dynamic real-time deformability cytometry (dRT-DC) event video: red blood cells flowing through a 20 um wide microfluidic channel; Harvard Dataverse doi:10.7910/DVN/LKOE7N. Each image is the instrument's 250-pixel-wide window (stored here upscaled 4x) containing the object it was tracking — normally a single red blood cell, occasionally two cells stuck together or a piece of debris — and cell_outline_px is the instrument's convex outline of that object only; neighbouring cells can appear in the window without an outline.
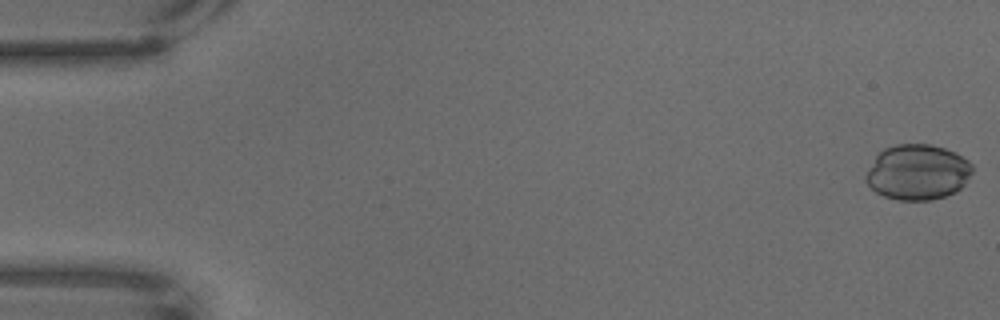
{"species": "common noctule bat (a hibernating species)", "species_latin": "Nyctalus noctula", "temperature_condition": "warm", "stored_images_in_passage": 67, "camera_frame_rate_fps": 3000, "um_per_image_px": 0.085, "animal": {"sex": "male", "body_mass_g": 18.8}, "frame": {"image": 1, "passage_image": 1, "time_ms": 0.0, "image_size_px": [1000, 320], "cell_outline_px": [[972, 172], [964, 184], [956, 192], [932, 200], [900, 200], [884, 196], [876, 192], [868, 184], [864, 176], [876, 156], [884, 148], [896, 144], [928, 144], [944, 148], [956, 152], [968, 160], [972, 164]], "centroid_in_image_um": [78.0, 14.63], "position_along_channel_um": 7.0, "area_um2": 34.33}}
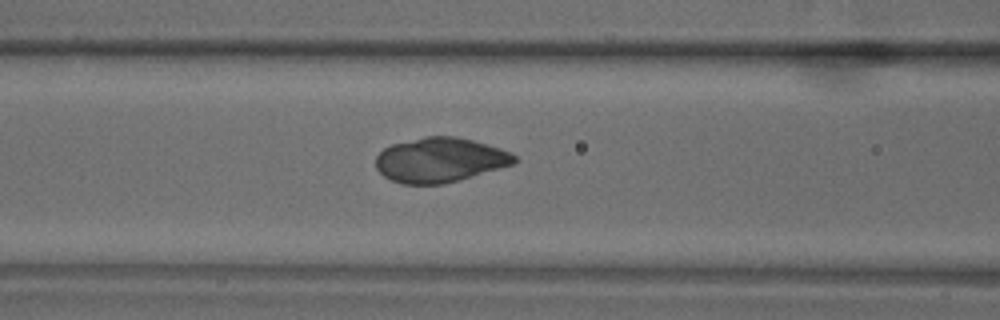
{"frame": {"image": 2, "passage_image": 28, "time_ms": 9.0, "image_size_px": [1000, 320], "cell_outline_px": [[516, 160], [512, 164], [460, 180], [444, 184], [404, 184], [392, 180], [384, 176], [376, 168], [376, 156], [384, 148], [392, 144], [424, 136], [456, 136], [472, 140], [500, 148], [512, 152], [516, 156]], "centroid_in_image_um": [37.38, 13.59], "position_along_channel_um": 129.2, "area_um2": 35.95}}
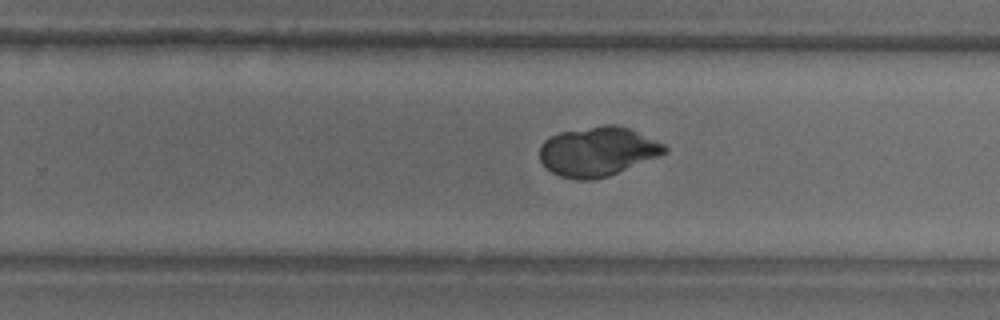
{"frame": {"image": 3, "passage_image": 43, "time_ms": 14.0, "image_size_px": [1000, 320], "cell_outline_px": [[668, 152], [660, 156], [608, 176], [592, 180], [576, 180], [560, 176], [552, 172], [540, 160], [540, 144], [548, 136], [560, 132], [604, 124], [612, 124], [628, 128], [664, 144], [668, 148]], "centroid_in_image_um": [50.79, 12.87], "position_along_channel_um": 279.0, "area_um2": 35.95}}